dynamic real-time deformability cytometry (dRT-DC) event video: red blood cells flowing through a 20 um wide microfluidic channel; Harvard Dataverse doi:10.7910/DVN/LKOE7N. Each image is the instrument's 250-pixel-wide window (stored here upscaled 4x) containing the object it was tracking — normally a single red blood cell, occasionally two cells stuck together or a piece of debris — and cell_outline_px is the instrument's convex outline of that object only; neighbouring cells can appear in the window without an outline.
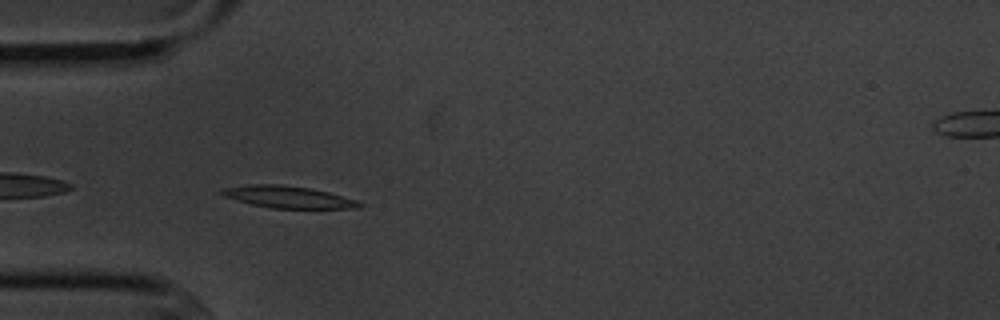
{"species": "common noctule bat (a hibernating species)", "species_latin": "Nyctalus noctula", "temperature_condition": "cold", "stored_images_in_passage": 5, "camera_frame_rate_fps": 3000, "um_per_image_px": 0.085, "animal": {"sex": "male", "body_mass_g": 20.1, "forearm_length_mm": 53.5}, "frame": {"image": 1, "passage_image": 4, "time_ms": 4.333, "image_size_px": [1000, 320], "cell_outline_px": [[364, 204], [360, 208], [272, 208], [252, 204], [236, 200], [224, 196], [216, 192], [220, 188], [248, 184], [280, 184], [308, 188], [328, 192], [356, 200]], "centroid_in_image_um": [24.42, 16.73], "position_along_channel_um": 60.6, "area_um2": 17.63}}